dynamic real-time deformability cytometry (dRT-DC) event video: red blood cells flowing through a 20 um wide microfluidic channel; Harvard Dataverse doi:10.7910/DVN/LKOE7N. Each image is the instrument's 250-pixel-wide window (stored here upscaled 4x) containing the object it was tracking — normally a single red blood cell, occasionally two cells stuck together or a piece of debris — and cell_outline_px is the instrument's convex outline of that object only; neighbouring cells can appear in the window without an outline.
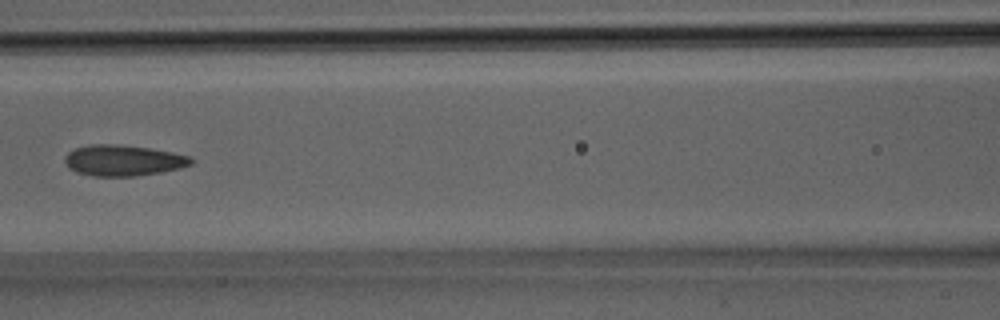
{"species": "Egyptian fruit bat (a non-hibernating species)", "species_latin": "Rousettus aegyptiacus", "temperature_condition": "room temperature", "stored_images_in_passage": 13, "camera_frame_rate_fps": 3000, "um_per_image_px": 0.085, "animal": {"sex": "male"}, "frame": {"image": 1, "passage_image": 6, "time_ms": 1.667, "image_size_px": [1000, 320], "cell_outline_px": [[196, 160], [192, 164], [180, 168], [160, 172], [132, 176], [96, 176], [76, 172], [68, 168], [64, 160], [64, 156], [68, 152], [76, 148], [88, 144], [112, 144], [148, 148], [172, 152], [188, 156]], "centroid_in_image_um": [10.45, 13.63], "position_along_channel_um": 156.1, "area_um2": 22.66}}